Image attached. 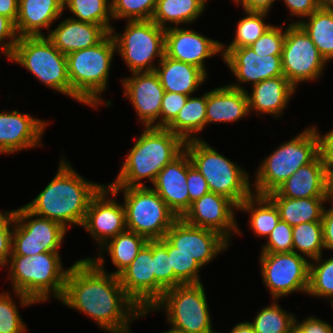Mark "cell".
Returning <instances> with one entry per match:
<instances>
[{
	"instance_id": "obj_51",
	"label": "cell",
	"mask_w": 333,
	"mask_h": 333,
	"mask_svg": "<svg viewBox=\"0 0 333 333\" xmlns=\"http://www.w3.org/2000/svg\"><path fill=\"white\" fill-rule=\"evenodd\" d=\"M317 132L319 156L325 163L327 171H333V130L324 136Z\"/></svg>"
},
{
	"instance_id": "obj_19",
	"label": "cell",
	"mask_w": 333,
	"mask_h": 333,
	"mask_svg": "<svg viewBox=\"0 0 333 333\" xmlns=\"http://www.w3.org/2000/svg\"><path fill=\"white\" fill-rule=\"evenodd\" d=\"M191 165L190 157L184 149L158 173L153 183L154 190L177 218H182L190 208L187 170Z\"/></svg>"
},
{
	"instance_id": "obj_42",
	"label": "cell",
	"mask_w": 333,
	"mask_h": 333,
	"mask_svg": "<svg viewBox=\"0 0 333 333\" xmlns=\"http://www.w3.org/2000/svg\"><path fill=\"white\" fill-rule=\"evenodd\" d=\"M157 0H112L111 17L128 21L151 20Z\"/></svg>"
},
{
	"instance_id": "obj_5",
	"label": "cell",
	"mask_w": 333,
	"mask_h": 333,
	"mask_svg": "<svg viewBox=\"0 0 333 333\" xmlns=\"http://www.w3.org/2000/svg\"><path fill=\"white\" fill-rule=\"evenodd\" d=\"M115 51L116 43L110 32L95 46L66 55L73 99L93 107H97L103 101L98 94L107 87Z\"/></svg>"
},
{
	"instance_id": "obj_24",
	"label": "cell",
	"mask_w": 333,
	"mask_h": 333,
	"mask_svg": "<svg viewBox=\"0 0 333 333\" xmlns=\"http://www.w3.org/2000/svg\"><path fill=\"white\" fill-rule=\"evenodd\" d=\"M328 171L319 154L308 164L301 166L275 191L282 197H327Z\"/></svg>"
},
{
	"instance_id": "obj_14",
	"label": "cell",
	"mask_w": 333,
	"mask_h": 333,
	"mask_svg": "<svg viewBox=\"0 0 333 333\" xmlns=\"http://www.w3.org/2000/svg\"><path fill=\"white\" fill-rule=\"evenodd\" d=\"M261 274L273 298L308 292L310 262L298 252L261 253Z\"/></svg>"
},
{
	"instance_id": "obj_56",
	"label": "cell",
	"mask_w": 333,
	"mask_h": 333,
	"mask_svg": "<svg viewBox=\"0 0 333 333\" xmlns=\"http://www.w3.org/2000/svg\"><path fill=\"white\" fill-rule=\"evenodd\" d=\"M18 3L19 0H0V14L15 23L18 16Z\"/></svg>"
},
{
	"instance_id": "obj_32",
	"label": "cell",
	"mask_w": 333,
	"mask_h": 333,
	"mask_svg": "<svg viewBox=\"0 0 333 333\" xmlns=\"http://www.w3.org/2000/svg\"><path fill=\"white\" fill-rule=\"evenodd\" d=\"M206 106L207 93L200 98L189 96L186 104L166 129L184 141L196 139L193 133L201 131L206 125Z\"/></svg>"
},
{
	"instance_id": "obj_59",
	"label": "cell",
	"mask_w": 333,
	"mask_h": 333,
	"mask_svg": "<svg viewBox=\"0 0 333 333\" xmlns=\"http://www.w3.org/2000/svg\"><path fill=\"white\" fill-rule=\"evenodd\" d=\"M289 333H309V332H304L298 325L295 320V323L291 326Z\"/></svg>"
},
{
	"instance_id": "obj_53",
	"label": "cell",
	"mask_w": 333,
	"mask_h": 333,
	"mask_svg": "<svg viewBox=\"0 0 333 333\" xmlns=\"http://www.w3.org/2000/svg\"><path fill=\"white\" fill-rule=\"evenodd\" d=\"M323 241L325 249L333 250V205L329 210L324 209L322 215Z\"/></svg>"
},
{
	"instance_id": "obj_26",
	"label": "cell",
	"mask_w": 333,
	"mask_h": 333,
	"mask_svg": "<svg viewBox=\"0 0 333 333\" xmlns=\"http://www.w3.org/2000/svg\"><path fill=\"white\" fill-rule=\"evenodd\" d=\"M248 113L247 91L240 85H226L207 92L206 125L212 122H233Z\"/></svg>"
},
{
	"instance_id": "obj_11",
	"label": "cell",
	"mask_w": 333,
	"mask_h": 333,
	"mask_svg": "<svg viewBox=\"0 0 333 333\" xmlns=\"http://www.w3.org/2000/svg\"><path fill=\"white\" fill-rule=\"evenodd\" d=\"M165 31L152 20H136L128 21L121 36L111 33L116 49L134 73L155 70L153 59L158 56L161 60L165 54Z\"/></svg>"
},
{
	"instance_id": "obj_23",
	"label": "cell",
	"mask_w": 333,
	"mask_h": 333,
	"mask_svg": "<svg viewBox=\"0 0 333 333\" xmlns=\"http://www.w3.org/2000/svg\"><path fill=\"white\" fill-rule=\"evenodd\" d=\"M46 123L17 110L0 113V153L8 154L41 145L40 137Z\"/></svg>"
},
{
	"instance_id": "obj_2",
	"label": "cell",
	"mask_w": 333,
	"mask_h": 333,
	"mask_svg": "<svg viewBox=\"0 0 333 333\" xmlns=\"http://www.w3.org/2000/svg\"><path fill=\"white\" fill-rule=\"evenodd\" d=\"M104 185L86 181L63 159L56 176L42 192L25 207L35 216L48 218L63 225H81L91 199Z\"/></svg>"
},
{
	"instance_id": "obj_15",
	"label": "cell",
	"mask_w": 333,
	"mask_h": 333,
	"mask_svg": "<svg viewBox=\"0 0 333 333\" xmlns=\"http://www.w3.org/2000/svg\"><path fill=\"white\" fill-rule=\"evenodd\" d=\"M165 238L175 247V251L192 256L201 267L226 249L229 241L214 230L192 226L182 218L172 224Z\"/></svg>"
},
{
	"instance_id": "obj_8",
	"label": "cell",
	"mask_w": 333,
	"mask_h": 333,
	"mask_svg": "<svg viewBox=\"0 0 333 333\" xmlns=\"http://www.w3.org/2000/svg\"><path fill=\"white\" fill-rule=\"evenodd\" d=\"M318 136L316 128H308L284 143L263 161L258 169L255 190L258 195L275 191L301 166L310 163L317 155Z\"/></svg>"
},
{
	"instance_id": "obj_36",
	"label": "cell",
	"mask_w": 333,
	"mask_h": 333,
	"mask_svg": "<svg viewBox=\"0 0 333 333\" xmlns=\"http://www.w3.org/2000/svg\"><path fill=\"white\" fill-rule=\"evenodd\" d=\"M293 252L298 250L315 262H321L324 247L323 226L321 221L301 223L292 227Z\"/></svg>"
},
{
	"instance_id": "obj_49",
	"label": "cell",
	"mask_w": 333,
	"mask_h": 333,
	"mask_svg": "<svg viewBox=\"0 0 333 333\" xmlns=\"http://www.w3.org/2000/svg\"><path fill=\"white\" fill-rule=\"evenodd\" d=\"M187 188L190 196V207L192 202L210 192L207 181L193 165L187 170Z\"/></svg>"
},
{
	"instance_id": "obj_3",
	"label": "cell",
	"mask_w": 333,
	"mask_h": 333,
	"mask_svg": "<svg viewBox=\"0 0 333 333\" xmlns=\"http://www.w3.org/2000/svg\"><path fill=\"white\" fill-rule=\"evenodd\" d=\"M185 141L166 128L146 127L126 158L115 182L109 187H139L158 173L183 150Z\"/></svg>"
},
{
	"instance_id": "obj_37",
	"label": "cell",
	"mask_w": 333,
	"mask_h": 333,
	"mask_svg": "<svg viewBox=\"0 0 333 333\" xmlns=\"http://www.w3.org/2000/svg\"><path fill=\"white\" fill-rule=\"evenodd\" d=\"M108 0H63L64 8L67 7L77 18V21L103 26L109 33L113 32L109 21L111 20V4ZM109 5V6H108Z\"/></svg>"
},
{
	"instance_id": "obj_54",
	"label": "cell",
	"mask_w": 333,
	"mask_h": 333,
	"mask_svg": "<svg viewBox=\"0 0 333 333\" xmlns=\"http://www.w3.org/2000/svg\"><path fill=\"white\" fill-rule=\"evenodd\" d=\"M304 332L309 333H333V327L328 323L318 319L317 317H310L302 323L297 324Z\"/></svg>"
},
{
	"instance_id": "obj_31",
	"label": "cell",
	"mask_w": 333,
	"mask_h": 333,
	"mask_svg": "<svg viewBox=\"0 0 333 333\" xmlns=\"http://www.w3.org/2000/svg\"><path fill=\"white\" fill-rule=\"evenodd\" d=\"M308 22L297 21L309 35L326 61L333 59V7L320 6L308 16Z\"/></svg>"
},
{
	"instance_id": "obj_18",
	"label": "cell",
	"mask_w": 333,
	"mask_h": 333,
	"mask_svg": "<svg viewBox=\"0 0 333 333\" xmlns=\"http://www.w3.org/2000/svg\"><path fill=\"white\" fill-rule=\"evenodd\" d=\"M109 186H103L91 199L82 227L101 244V247L126 230L125 207L114 200H107ZM106 198V200H105Z\"/></svg>"
},
{
	"instance_id": "obj_35",
	"label": "cell",
	"mask_w": 333,
	"mask_h": 333,
	"mask_svg": "<svg viewBox=\"0 0 333 333\" xmlns=\"http://www.w3.org/2000/svg\"><path fill=\"white\" fill-rule=\"evenodd\" d=\"M110 240L103 245L107 248L104 247L102 249L109 251L112 262L118 269L113 273L115 275H118L132 263L138 255V252L148 241L144 236L127 229Z\"/></svg>"
},
{
	"instance_id": "obj_17",
	"label": "cell",
	"mask_w": 333,
	"mask_h": 333,
	"mask_svg": "<svg viewBox=\"0 0 333 333\" xmlns=\"http://www.w3.org/2000/svg\"><path fill=\"white\" fill-rule=\"evenodd\" d=\"M233 208L238 207L230 199L208 192L192 202L182 219L192 226L214 230L228 240L232 230L239 232Z\"/></svg>"
},
{
	"instance_id": "obj_39",
	"label": "cell",
	"mask_w": 333,
	"mask_h": 333,
	"mask_svg": "<svg viewBox=\"0 0 333 333\" xmlns=\"http://www.w3.org/2000/svg\"><path fill=\"white\" fill-rule=\"evenodd\" d=\"M294 323L293 314L286 313L278 304L273 303L263 308L250 324L255 333H289Z\"/></svg>"
},
{
	"instance_id": "obj_44",
	"label": "cell",
	"mask_w": 333,
	"mask_h": 333,
	"mask_svg": "<svg viewBox=\"0 0 333 333\" xmlns=\"http://www.w3.org/2000/svg\"><path fill=\"white\" fill-rule=\"evenodd\" d=\"M26 331L25 324L17 311L16 305L10 299L9 292L0 294V333H22Z\"/></svg>"
},
{
	"instance_id": "obj_40",
	"label": "cell",
	"mask_w": 333,
	"mask_h": 333,
	"mask_svg": "<svg viewBox=\"0 0 333 333\" xmlns=\"http://www.w3.org/2000/svg\"><path fill=\"white\" fill-rule=\"evenodd\" d=\"M246 13L248 16L238 22L236 36L227 48L250 46L271 27L263 21L267 13L251 11Z\"/></svg>"
},
{
	"instance_id": "obj_58",
	"label": "cell",
	"mask_w": 333,
	"mask_h": 333,
	"mask_svg": "<svg viewBox=\"0 0 333 333\" xmlns=\"http://www.w3.org/2000/svg\"><path fill=\"white\" fill-rule=\"evenodd\" d=\"M327 199L333 203V171H328Z\"/></svg>"
},
{
	"instance_id": "obj_1",
	"label": "cell",
	"mask_w": 333,
	"mask_h": 333,
	"mask_svg": "<svg viewBox=\"0 0 333 333\" xmlns=\"http://www.w3.org/2000/svg\"><path fill=\"white\" fill-rule=\"evenodd\" d=\"M103 263L100 256L76 261L69 268L60 300L92 317L102 329L129 333L130 320L145 316L150 308L141 310L125 293L118 275L106 273Z\"/></svg>"
},
{
	"instance_id": "obj_4",
	"label": "cell",
	"mask_w": 333,
	"mask_h": 333,
	"mask_svg": "<svg viewBox=\"0 0 333 333\" xmlns=\"http://www.w3.org/2000/svg\"><path fill=\"white\" fill-rule=\"evenodd\" d=\"M9 260L10 278L22 306L47 301L49 293L62 298L69 269H62L59 252L10 255Z\"/></svg>"
},
{
	"instance_id": "obj_60",
	"label": "cell",
	"mask_w": 333,
	"mask_h": 333,
	"mask_svg": "<svg viewBox=\"0 0 333 333\" xmlns=\"http://www.w3.org/2000/svg\"><path fill=\"white\" fill-rule=\"evenodd\" d=\"M320 6L333 7V0H318Z\"/></svg>"
},
{
	"instance_id": "obj_41",
	"label": "cell",
	"mask_w": 333,
	"mask_h": 333,
	"mask_svg": "<svg viewBox=\"0 0 333 333\" xmlns=\"http://www.w3.org/2000/svg\"><path fill=\"white\" fill-rule=\"evenodd\" d=\"M167 251L174 271V287L201 283L198 277L201 266L192 256L175 251V247L168 240Z\"/></svg>"
},
{
	"instance_id": "obj_34",
	"label": "cell",
	"mask_w": 333,
	"mask_h": 333,
	"mask_svg": "<svg viewBox=\"0 0 333 333\" xmlns=\"http://www.w3.org/2000/svg\"><path fill=\"white\" fill-rule=\"evenodd\" d=\"M255 202L260 205L258 208H254ZM238 209L251 214L250 226L258 236L267 237L280 220L277 207L267 195L253 196L252 193L238 206Z\"/></svg>"
},
{
	"instance_id": "obj_28",
	"label": "cell",
	"mask_w": 333,
	"mask_h": 333,
	"mask_svg": "<svg viewBox=\"0 0 333 333\" xmlns=\"http://www.w3.org/2000/svg\"><path fill=\"white\" fill-rule=\"evenodd\" d=\"M155 68L165 92H176L191 96L205 81L206 73L199 67L174 60L165 54Z\"/></svg>"
},
{
	"instance_id": "obj_50",
	"label": "cell",
	"mask_w": 333,
	"mask_h": 333,
	"mask_svg": "<svg viewBox=\"0 0 333 333\" xmlns=\"http://www.w3.org/2000/svg\"><path fill=\"white\" fill-rule=\"evenodd\" d=\"M4 38H11V41H8L7 43L3 42L2 45L3 52L6 56H9L18 42L19 35H17L15 23L11 19L0 14V42H2Z\"/></svg>"
},
{
	"instance_id": "obj_12",
	"label": "cell",
	"mask_w": 333,
	"mask_h": 333,
	"mask_svg": "<svg viewBox=\"0 0 333 333\" xmlns=\"http://www.w3.org/2000/svg\"><path fill=\"white\" fill-rule=\"evenodd\" d=\"M16 226L12 232L11 255L33 256L42 252H58L66 228L48 218L36 217L25 206L13 211ZM28 220L25 222V220Z\"/></svg>"
},
{
	"instance_id": "obj_33",
	"label": "cell",
	"mask_w": 333,
	"mask_h": 333,
	"mask_svg": "<svg viewBox=\"0 0 333 333\" xmlns=\"http://www.w3.org/2000/svg\"><path fill=\"white\" fill-rule=\"evenodd\" d=\"M202 0H157L151 20L159 27L166 29V22L189 23L197 19L204 11Z\"/></svg>"
},
{
	"instance_id": "obj_25",
	"label": "cell",
	"mask_w": 333,
	"mask_h": 333,
	"mask_svg": "<svg viewBox=\"0 0 333 333\" xmlns=\"http://www.w3.org/2000/svg\"><path fill=\"white\" fill-rule=\"evenodd\" d=\"M109 32L101 25L67 18L47 38L63 54L93 47L100 43Z\"/></svg>"
},
{
	"instance_id": "obj_43",
	"label": "cell",
	"mask_w": 333,
	"mask_h": 333,
	"mask_svg": "<svg viewBox=\"0 0 333 333\" xmlns=\"http://www.w3.org/2000/svg\"><path fill=\"white\" fill-rule=\"evenodd\" d=\"M307 293L317 297H333V258L322 261L316 266L310 263ZM330 302L333 306V300Z\"/></svg>"
},
{
	"instance_id": "obj_55",
	"label": "cell",
	"mask_w": 333,
	"mask_h": 333,
	"mask_svg": "<svg viewBox=\"0 0 333 333\" xmlns=\"http://www.w3.org/2000/svg\"><path fill=\"white\" fill-rule=\"evenodd\" d=\"M237 4L241 3L245 12H263L268 13L275 0H234Z\"/></svg>"
},
{
	"instance_id": "obj_16",
	"label": "cell",
	"mask_w": 333,
	"mask_h": 333,
	"mask_svg": "<svg viewBox=\"0 0 333 333\" xmlns=\"http://www.w3.org/2000/svg\"><path fill=\"white\" fill-rule=\"evenodd\" d=\"M153 271V240H148L132 263L118 274L125 293L141 310L152 308L156 303V279Z\"/></svg>"
},
{
	"instance_id": "obj_48",
	"label": "cell",
	"mask_w": 333,
	"mask_h": 333,
	"mask_svg": "<svg viewBox=\"0 0 333 333\" xmlns=\"http://www.w3.org/2000/svg\"><path fill=\"white\" fill-rule=\"evenodd\" d=\"M14 223L13 211L0 212V265L5 266L9 261L12 246V228L10 225ZM12 230V231H11Z\"/></svg>"
},
{
	"instance_id": "obj_9",
	"label": "cell",
	"mask_w": 333,
	"mask_h": 333,
	"mask_svg": "<svg viewBox=\"0 0 333 333\" xmlns=\"http://www.w3.org/2000/svg\"><path fill=\"white\" fill-rule=\"evenodd\" d=\"M8 58L27 68L48 87L71 97L67 57L45 35L19 37Z\"/></svg>"
},
{
	"instance_id": "obj_22",
	"label": "cell",
	"mask_w": 333,
	"mask_h": 333,
	"mask_svg": "<svg viewBox=\"0 0 333 333\" xmlns=\"http://www.w3.org/2000/svg\"><path fill=\"white\" fill-rule=\"evenodd\" d=\"M124 95L130 98L134 109L145 127H154L160 118L164 88L155 71L134 72L133 76L122 80Z\"/></svg>"
},
{
	"instance_id": "obj_47",
	"label": "cell",
	"mask_w": 333,
	"mask_h": 333,
	"mask_svg": "<svg viewBox=\"0 0 333 333\" xmlns=\"http://www.w3.org/2000/svg\"><path fill=\"white\" fill-rule=\"evenodd\" d=\"M189 96L176 92H164L160 122L154 124L155 128H166L178 115V112L186 104Z\"/></svg>"
},
{
	"instance_id": "obj_20",
	"label": "cell",
	"mask_w": 333,
	"mask_h": 333,
	"mask_svg": "<svg viewBox=\"0 0 333 333\" xmlns=\"http://www.w3.org/2000/svg\"><path fill=\"white\" fill-rule=\"evenodd\" d=\"M164 50L167 57L195 65L206 73L204 60L222 51V44L191 29L174 26L166 28Z\"/></svg>"
},
{
	"instance_id": "obj_46",
	"label": "cell",
	"mask_w": 333,
	"mask_h": 333,
	"mask_svg": "<svg viewBox=\"0 0 333 333\" xmlns=\"http://www.w3.org/2000/svg\"><path fill=\"white\" fill-rule=\"evenodd\" d=\"M292 226L279 220L276 227L267 236L268 243L263 246L262 253L293 252Z\"/></svg>"
},
{
	"instance_id": "obj_38",
	"label": "cell",
	"mask_w": 333,
	"mask_h": 333,
	"mask_svg": "<svg viewBox=\"0 0 333 333\" xmlns=\"http://www.w3.org/2000/svg\"><path fill=\"white\" fill-rule=\"evenodd\" d=\"M153 266L156 279V302L168 289L174 288V271L167 251V239L153 240Z\"/></svg>"
},
{
	"instance_id": "obj_57",
	"label": "cell",
	"mask_w": 333,
	"mask_h": 333,
	"mask_svg": "<svg viewBox=\"0 0 333 333\" xmlns=\"http://www.w3.org/2000/svg\"><path fill=\"white\" fill-rule=\"evenodd\" d=\"M231 333H255V332L250 322H245V323L241 322L231 330Z\"/></svg>"
},
{
	"instance_id": "obj_7",
	"label": "cell",
	"mask_w": 333,
	"mask_h": 333,
	"mask_svg": "<svg viewBox=\"0 0 333 333\" xmlns=\"http://www.w3.org/2000/svg\"><path fill=\"white\" fill-rule=\"evenodd\" d=\"M123 190L126 229L144 236L147 240L162 239L178 219L154 188L109 187L116 196Z\"/></svg>"
},
{
	"instance_id": "obj_10",
	"label": "cell",
	"mask_w": 333,
	"mask_h": 333,
	"mask_svg": "<svg viewBox=\"0 0 333 333\" xmlns=\"http://www.w3.org/2000/svg\"><path fill=\"white\" fill-rule=\"evenodd\" d=\"M166 309L172 327L185 333H214L202 283L168 289L150 310Z\"/></svg>"
},
{
	"instance_id": "obj_27",
	"label": "cell",
	"mask_w": 333,
	"mask_h": 333,
	"mask_svg": "<svg viewBox=\"0 0 333 333\" xmlns=\"http://www.w3.org/2000/svg\"><path fill=\"white\" fill-rule=\"evenodd\" d=\"M63 10V0H19L15 22L19 37L43 36L40 29H48L55 19L61 17Z\"/></svg>"
},
{
	"instance_id": "obj_13",
	"label": "cell",
	"mask_w": 333,
	"mask_h": 333,
	"mask_svg": "<svg viewBox=\"0 0 333 333\" xmlns=\"http://www.w3.org/2000/svg\"><path fill=\"white\" fill-rule=\"evenodd\" d=\"M281 62L283 75L295 88L301 81L319 78L327 63L309 35L296 23L286 29Z\"/></svg>"
},
{
	"instance_id": "obj_29",
	"label": "cell",
	"mask_w": 333,
	"mask_h": 333,
	"mask_svg": "<svg viewBox=\"0 0 333 333\" xmlns=\"http://www.w3.org/2000/svg\"><path fill=\"white\" fill-rule=\"evenodd\" d=\"M295 87L285 76H277L266 79L253 85L252 94H248L249 111L258 113L275 114L282 113Z\"/></svg>"
},
{
	"instance_id": "obj_45",
	"label": "cell",
	"mask_w": 333,
	"mask_h": 333,
	"mask_svg": "<svg viewBox=\"0 0 333 333\" xmlns=\"http://www.w3.org/2000/svg\"><path fill=\"white\" fill-rule=\"evenodd\" d=\"M281 27L271 26L249 47L259 56L282 55L286 30L282 32Z\"/></svg>"
},
{
	"instance_id": "obj_52",
	"label": "cell",
	"mask_w": 333,
	"mask_h": 333,
	"mask_svg": "<svg viewBox=\"0 0 333 333\" xmlns=\"http://www.w3.org/2000/svg\"><path fill=\"white\" fill-rule=\"evenodd\" d=\"M292 15L308 17L319 7L318 0H284Z\"/></svg>"
},
{
	"instance_id": "obj_21",
	"label": "cell",
	"mask_w": 333,
	"mask_h": 333,
	"mask_svg": "<svg viewBox=\"0 0 333 333\" xmlns=\"http://www.w3.org/2000/svg\"><path fill=\"white\" fill-rule=\"evenodd\" d=\"M223 59L240 82L260 83L269 78L284 76L282 71V55L259 56L249 46L226 48Z\"/></svg>"
},
{
	"instance_id": "obj_61",
	"label": "cell",
	"mask_w": 333,
	"mask_h": 333,
	"mask_svg": "<svg viewBox=\"0 0 333 333\" xmlns=\"http://www.w3.org/2000/svg\"><path fill=\"white\" fill-rule=\"evenodd\" d=\"M163 333H185V332L177 330L172 327V329L168 330L167 332H163Z\"/></svg>"
},
{
	"instance_id": "obj_6",
	"label": "cell",
	"mask_w": 333,
	"mask_h": 333,
	"mask_svg": "<svg viewBox=\"0 0 333 333\" xmlns=\"http://www.w3.org/2000/svg\"><path fill=\"white\" fill-rule=\"evenodd\" d=\"M184 149L207 181L210 192L230 199L237 207L252 194L247 172L199 137L185 141Z\"/></svg>"
},
{
	"instance_id": "obj_30",
	"label": "cell",
	"mask_w": 333,
	"mask_h": 333,
	"mask_svg": "<svg viewBox=\"0 0 333 333\" xmlns=\"http://www.w3.org/2000/svg\"><path fill=\"white\" fill-rule=\"evenodd\" d=\"M267 196L273 201L280 215V220L294 227L301 223L322 220L323 203L327 197L290 198L282 197L276 191Z\"/></svg>"
}]
</instances>
